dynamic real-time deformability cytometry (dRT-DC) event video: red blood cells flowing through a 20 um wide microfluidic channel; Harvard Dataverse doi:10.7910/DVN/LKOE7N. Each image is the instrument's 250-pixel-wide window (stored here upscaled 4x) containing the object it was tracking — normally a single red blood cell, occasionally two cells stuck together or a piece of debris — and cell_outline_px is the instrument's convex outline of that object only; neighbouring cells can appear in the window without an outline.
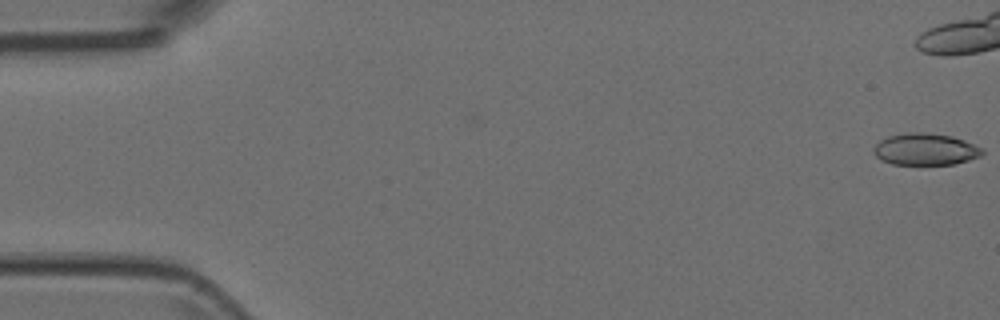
{"species": "Egyptian fruit bat (a non-hibernating species)", "species_latin": "Rousettus aegyptiacus", "temperature_condition": "room temperature", "stored_images_in_passage": 9, "camera_frame_rate_fps": 3000, "um_per_image_px": 0.085, "animal": {"sex": "female"}, "frame": {"image": 1, "passage_image": 1, "time_ms": 0.0, "image_size_px": [1000, 320], "cell_outline_px": [[984, 152], [980, 156], [968, 160], [952, 164], [892, 164], [880, 160], [872, 152], [872, 148], [880, 140], [888, 136], [912, 132], [920, 132], [952, 136], [964, 140], [980, 148]], "centroid_in_image_um": [78.6, 12.69], "position_along_channel_um": 6.4, "area_um2": 19.94}}
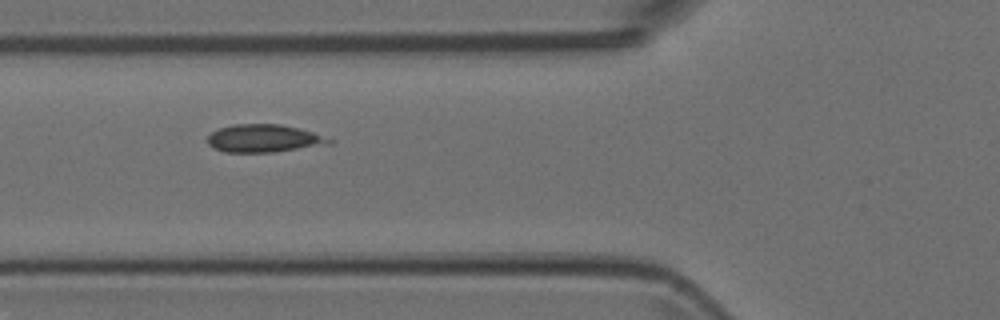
{"frame": {"image": 2, "passage_image": 8, "time_ms": 2.333, "image_size_px": [1000, 320], "cell_outline_px": [[336, 140], [332, 144], [276, 152], [224, 152], [212, 148], [208, 144], [208, 136], [212, 132], [220, 128], [232, 124], [280, 124], [312, 132]], "centroid_in_image_um": [22.45, 11.77], "position_along_channel_um": 103.4, "area_um2": 19.83}}
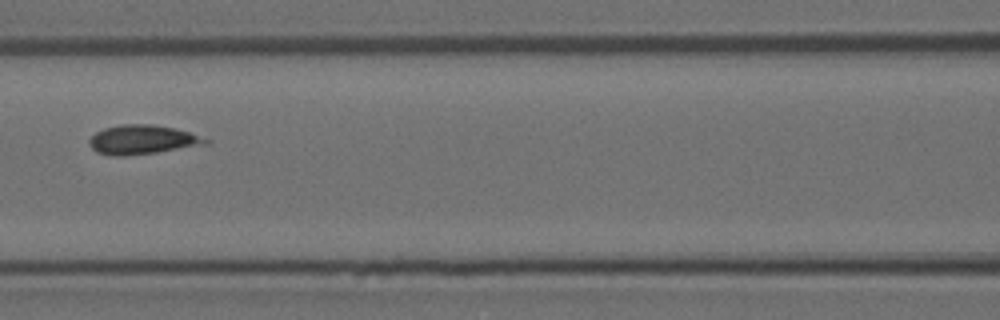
{"frame": {"image": 3, "passage_image": 9, "time_ms": 2.667, "image_size_px": [1000, 320], "cell_outline_px": [[212, 140], [208, 144], [156, 152], [124, 156], [112, 156], [96, 152], [88, 144], [88, 140], [96, 132], [104, 128], [120, 124], [152, 124], [172, 128], [188, 132]], "centroid_in_image_um": [12.07, 11.87], "position_along_channel_um": 154.5, "area_um2": 19.77}}